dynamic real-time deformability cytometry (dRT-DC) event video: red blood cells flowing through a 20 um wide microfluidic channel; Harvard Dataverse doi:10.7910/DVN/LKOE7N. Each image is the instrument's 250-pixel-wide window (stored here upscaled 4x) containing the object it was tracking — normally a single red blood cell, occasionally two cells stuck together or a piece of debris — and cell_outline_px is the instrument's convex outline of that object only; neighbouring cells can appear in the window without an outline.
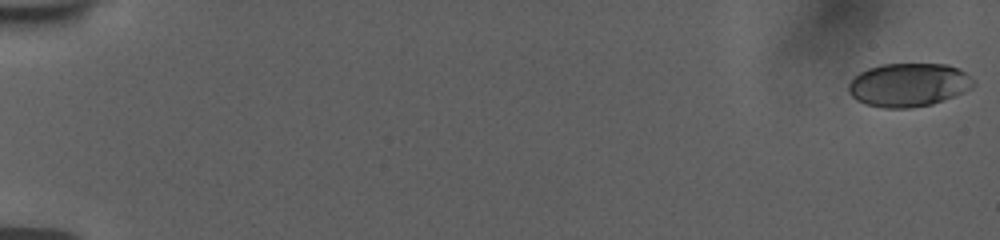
{"species": "human", "species_latin": "Homo sapiens", "temperature_condition": "room temperature", "stored_images_in_passage": 56, "camera_frame_rate_fps": 3000, "um_per_image_px": 0.085, "donor": {"sex": "female"}, "frame": {"image": 1, "passage_image": 1, "time_ms": 0.0, "image_size_px": [1000, 240], "cell_outline_px": [[976, 84], [972, 88], [964, 92], [944, 100], [932, 104], [912, 108], [884, 108], [864, 104], [856, 100], [848, 92], [848, 84], [860, 72], [868, 68], [880, 64], [948, 64], [964, 72], [976, 80]], "centroid_in_image_um": [77.24, 7.22], "position_along_channel_um": 7.8, "area_um2": 31.91}}
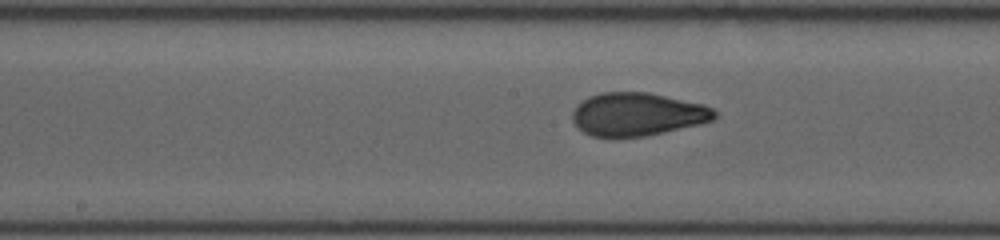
{"frame": {"image": 2, "passage_image": 31, "time_ms": 10.0, "image_size_px": [1000, 240], "cell_outline_px": [[716, 116], [712, 120], [700, 124], [664, 132], [644, 136], [592, 136], [584, 132], [572, 120], [572, 112], [576, 104], [588, 96], [600, 92], [648, 92], [704, 104], [712, 108], [716, 112]], "centroid_in_image_um": [54.17, 9.69], "position_along_channel_um": 194.0, "area_um2": 35.6}}
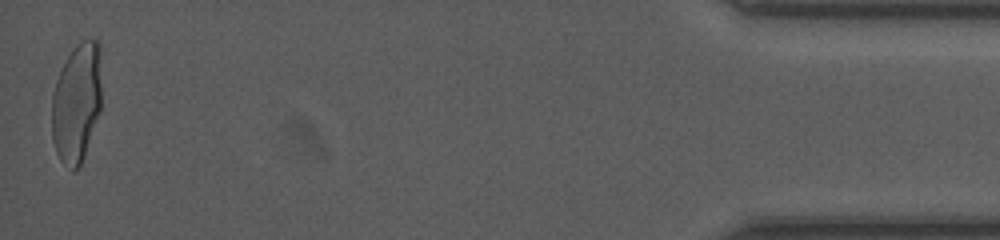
{"frame": {"image": 3, "passage_image": 56, "time_ms": 18.333, "image_size_px": [1000, 240], "cell_outline_px": [[100, 112], [80, 164], [72, 172], [60, 160], [56, 152], [52, 140], [52, 96], [56, 80], [72, 48], [76, 44], [84, 40], [96, 40], [100, 44]], "centroid_in_image_um": [6.5, 8.73], "position_along_channel_um": 428.7, "area_um2": 34.39}, "authors_computed_cell_mechanics": {"area_um2": 34.9112, "velocity_mm_per_s": 3.783, "shape_relaxation_time_tau1_ms": 8.1833, "shape_relaxation_time_tau2_ms": null, "deformation_change_tau1": 0.2357, "deformation_change_tau2": null}}